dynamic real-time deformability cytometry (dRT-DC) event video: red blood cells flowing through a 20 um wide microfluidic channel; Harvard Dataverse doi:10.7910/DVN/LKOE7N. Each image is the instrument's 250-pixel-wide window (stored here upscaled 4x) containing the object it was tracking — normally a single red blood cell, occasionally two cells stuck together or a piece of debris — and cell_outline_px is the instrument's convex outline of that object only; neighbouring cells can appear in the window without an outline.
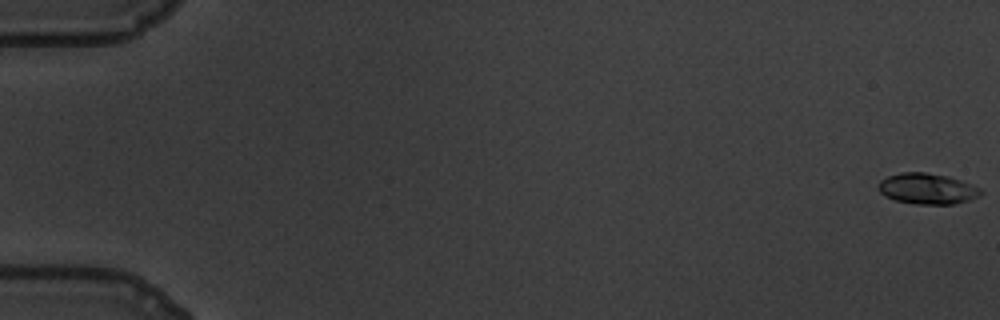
{"species": "common noctule bat (a hibernating species)", "species_latin": "Nyctalus noctula", "temperature_condition": "warm", "stored_images_in_passage": 61, "camera_frame_rate_fps": 3000, "um_per_image_px": 0.085, "animal": {"sex": "male", "body_mass_g": 19.5, "forearm_length_mm": 54.6}, "frame": {"image": 1, "passage_image": 1, "time_ms": 0.0, "image_size_px": [1000, 320], "cell_outline_px": [[984, 192], [980, 196], [968, 200], [952, 204], [916, 204], [896, 200], [884, 196], [880, 192], [876, 184], [880, 180], [888, 176], [904, 172], [924, 172], [948, 176], [972, 184], [980, 188]], "centroid_in_image_um": [78.81, 16.04], "position_along_channel_um": 6.2, "area_um2": 18.44}}
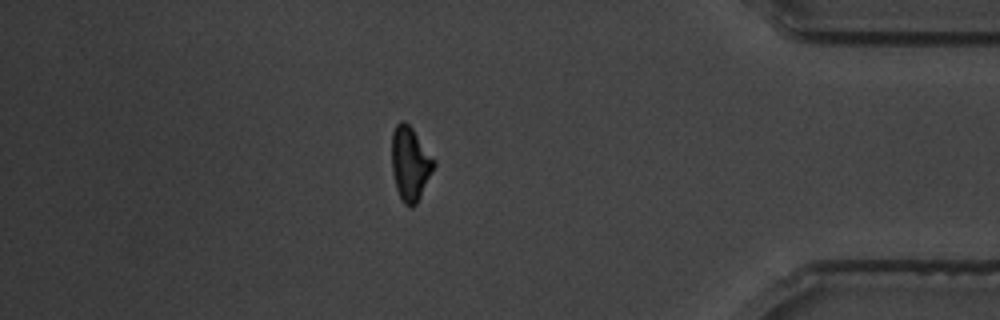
{"frame": {"image": 2, "passage_image": 53, "time_ms": 17.333, "image_size_px": [1000, 320], "cell_outline_px": [[436, 164], [416, 204], [412, 208], [408, 208], [404, 204], [396, 188], [392, 172], [392, 132], [396, 124], [400, 120], [404, 120], [412, 128], [436, 160]], "centroid_in_image_um": [34.86, 13.9], "position_along_channel_um": 400.3, "area_um2": 18.21}}
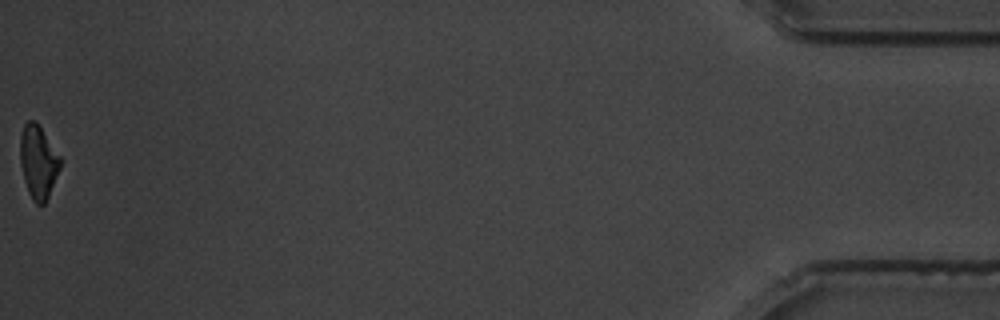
{"frame": {"image": 3, "passage_image": 61, "time_ms": 20.0, "image_size_px": [1000, 320], "cell_outline_px": [[60, 168], [48, 196], [44, 204], [36, 204], [32, 200], [28, 192], [24, 180], [20, 164], [20, 136], [24, 124], [28, 120], [36, 120], [60, 156]], "centroid_in_image_um": [3.23, 13.74], "position_along_channel_um": 432.0, "area_um2": 17.05}, "authors_computed_cell_mechanics": {"area_um2": 18.4382, "velocity_mm_per_s": 3.4457, "shape_relaxation_time_tau1_ms": 4.4491, "shape_relaxation_time_tau2_ms": 3.9633, "deformation_change_tau1": 0.1617, "deformation_change_tau2": 0.0803}}